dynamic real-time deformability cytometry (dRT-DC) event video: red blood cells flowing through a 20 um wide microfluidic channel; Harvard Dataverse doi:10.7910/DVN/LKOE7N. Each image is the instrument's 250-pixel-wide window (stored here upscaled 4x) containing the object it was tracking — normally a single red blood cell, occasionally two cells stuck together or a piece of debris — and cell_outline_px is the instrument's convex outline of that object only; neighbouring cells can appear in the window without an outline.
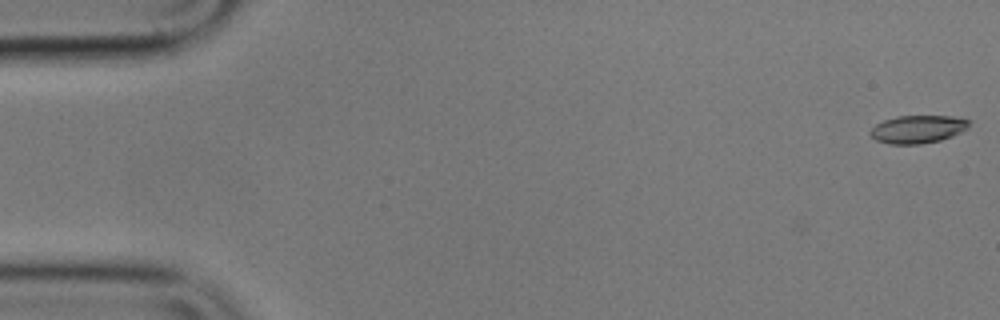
{"species": "common noctule bat (a hibernating species)", "species_latin": "Nyctalus noctula", "temperature_condition": "cold", "stored_images_in_passage": 56, "camera_frame_rate_fps": 3000, "um_per_image_px": 0.085, "animal": {"sex": "male", "body_mass_g": 17.9}, "frame": {"image": 1, "passage_image": 1, "time_ms": 0.0, "image_size_px": [1000, 320], "cell_outline_px": [[972, 120], [968, 128], [952, 136], [940, 140], [920, 144], [888, 144], [876, 140], [868, 132], [876, 124], [884, 120], [896, 116], [952, 116]], "centroid_in_image_um": [78.02, 10.98], "position_along_channel_um": 7.0, "area_um2": 16.13}}
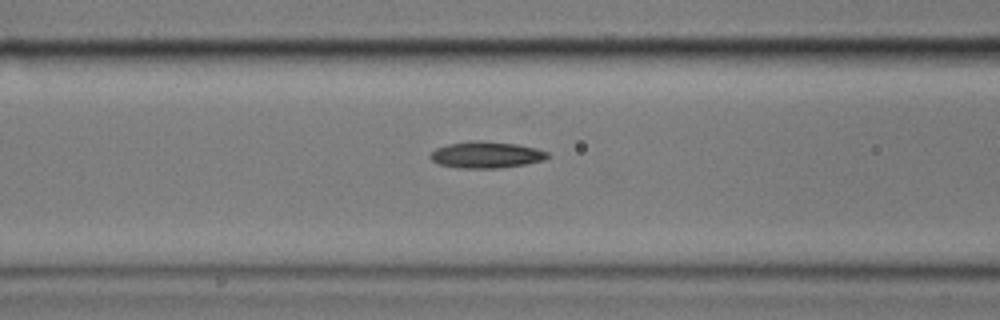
{"frame": {"image": 2, "passage_image": 22, "time_ms": 7.0, "image_size_px": [1000, 320], "cell_outline_px": [[552, 156], [544, 160], [524, 164], [500, 168], [456, 168], [440, 164], [432, 160], [428, 156], [436, 148], [448, 144], [472, 140], [480, 140], [516, 144], [536, 148], [548, 152]], "centroid_in_image_um": [41.34, 13.15], "position_along_channel_um": 125.3, "area_um2": 18.21}}
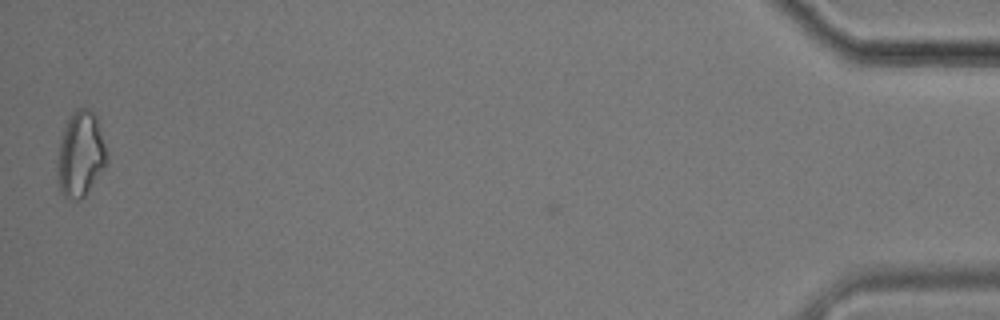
{"frame": {"image": 3, "passage_image": 55, "time_ms": 18.0, "image_size_px": [1000, 320], "cell_outline_px": [[108, 160], [104, 168], [84, 196], [80, 200], [68, 200], [64, 196], [60, 188], [56, 168], [56, 164], [60, 144], [64, 128], [72, 112], [76, 108], [88, 108], [96, 116], [108, 156]], "centroid_in_image_um": [6.84, 13.13], "position_along_channel_um": 428.4, "area_um2": 24.39}, "authors_computed_cell_mechanics": {"area_um2": 17.3689, "velocity_mm_per_s": 3.5912, "shape_relaxation_time_tau1_ms": null, "shape_relaxation_time_tau2_ms": 10.6669, "deformation_change_tau1": null, "deformation_change_tau2": 0.2162}}